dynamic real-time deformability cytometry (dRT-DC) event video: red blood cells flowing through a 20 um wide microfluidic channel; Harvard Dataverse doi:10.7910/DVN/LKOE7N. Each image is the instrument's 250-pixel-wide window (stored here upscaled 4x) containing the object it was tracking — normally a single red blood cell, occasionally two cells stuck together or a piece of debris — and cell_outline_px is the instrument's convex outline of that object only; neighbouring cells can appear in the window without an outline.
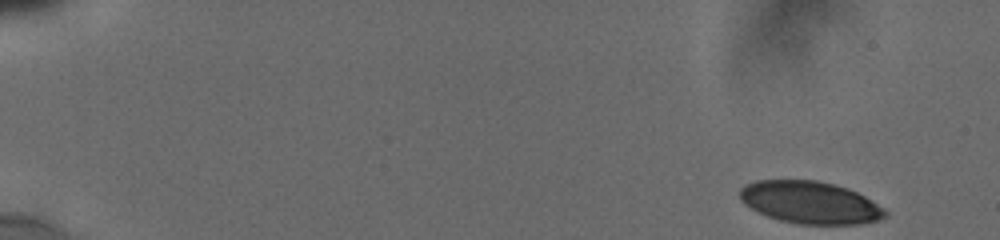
{"species": "human", "species_latin": "Homo sapiens", "temperature_condition": "cold", "stored_images_in_passage": 31, "camera_frame_rate_fps": 3000, "um_per_image_px": 0.085, "donor": {"sex": "male"}, "frame": {"image": 1, "passage_image": 1, "time_ms": 0.0, "image_size_px": [1000, 240], "cell_outline_px": [[888, 216], [880, 220], [856, 224], [800, 224], [780, 220], [768, 216], [744, 204], [740, 200], [740, 188], [744, 184], [756, 180], [816, 180], [848, 188], [864, 196], [884, 208], [888, 212]], "centroid_in_image_um": [68.86, 17.21], "position_along_channel_um": 16.1, "area_um2": 35.78}}
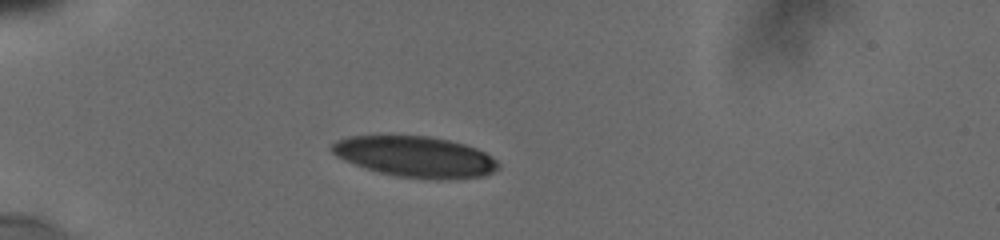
{"frame": {"image": 2, "passage_image": 20, "time_ms": 4.333, "image_size_px": [1000, 240], "cell_outline_px": [[500, 168], [484, 176], [448, 180], [428, 180], [396, 176], [380, 172], [344, 160], [336, 156], [328, 148], [336, 140], [348, 136], [428, 136], [448, 140], [464, 144], [476, 148], [492, 156], [500, 164]], "centroid_in_image_um": [35.33, 13.33], "position_along_channel_um": 49.7, "area_um2": 39.82}}